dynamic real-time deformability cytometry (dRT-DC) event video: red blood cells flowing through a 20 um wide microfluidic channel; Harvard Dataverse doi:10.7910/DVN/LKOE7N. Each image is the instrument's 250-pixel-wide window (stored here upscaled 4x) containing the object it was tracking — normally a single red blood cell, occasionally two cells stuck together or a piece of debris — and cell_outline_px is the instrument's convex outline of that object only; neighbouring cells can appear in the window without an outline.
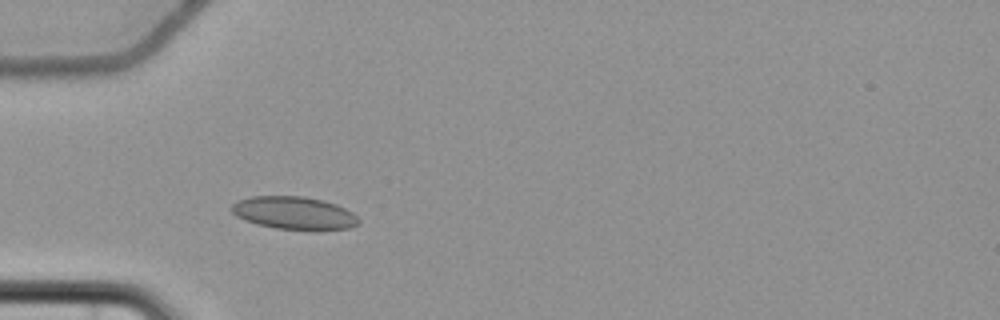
{"species": "common noctule bat (a hibernating species)", "species_latin": "Nyctalus noctula", "temperature_condition": "cold", "stored_images_in_passage": 4, "camera_frame_rate_fps": 3000, "um_per_image_px": 0.085, "animal": {"sex": "female", "body_mass_g": 22.7, "forearm_length_mm": 54.2}, "frame": {"image": 1, "passage_image": 4, "time_ms": 3.667, "image_size_px": [1000, 320], "cell_outline_px": [[360, 224], [348, 228], [320, 232], [312, 232], [276, 228], [256, 224], [244, 220], [236, 216], [228, 208], [236, 200], [252, 196], [304, 196], [324, 200], [336, 204], [352, 212], [360, 220]], "centroid_in_image_um": [25.01, 18.13], "position_along_channel_um": 60.0, "area_um2": 25.14}}